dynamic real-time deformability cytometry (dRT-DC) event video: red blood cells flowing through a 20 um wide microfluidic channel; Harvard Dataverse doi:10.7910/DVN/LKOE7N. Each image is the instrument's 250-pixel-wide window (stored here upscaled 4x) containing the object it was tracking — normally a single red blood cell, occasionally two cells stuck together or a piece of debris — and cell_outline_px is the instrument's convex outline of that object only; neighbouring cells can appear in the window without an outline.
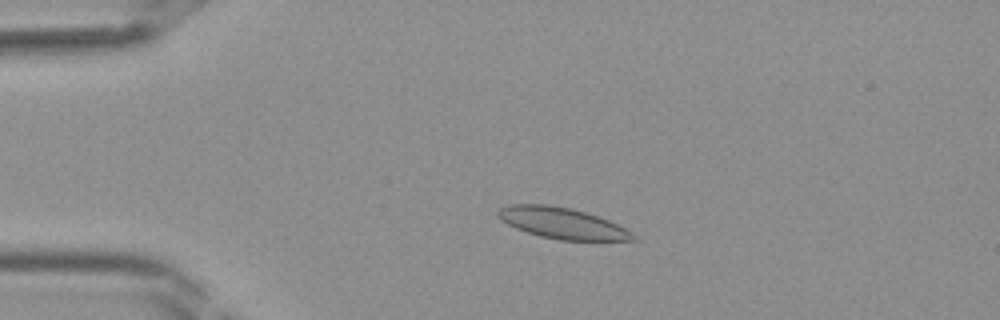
{"species": "Egyptian fruit bat (a non-hibernating species)", "species_latin": "Rousettus aegyptiacus", "temperature_condition": "room temperature", "stored_images_in_passage": 37, "camera_frame_rate_fps": 3000, "um_per_image_px": 0.085, "frame": {"image": 1, "passage_image": 5, "time_ms": 1.333, "image_size_px": [1000, 320], "cell_outline_px": [[640, 240], [560, 240], [540, 236], [516, 228], [500, 220], [496, 216], [496, 212], [500, 208], [508, 204], [548, 204], [572, 208], [608, 220], [632, 232]], "centroid_in_image_um": [47.75, 18.96], "position_along_channel_um": 37.3, "area_um2": 24.39}}
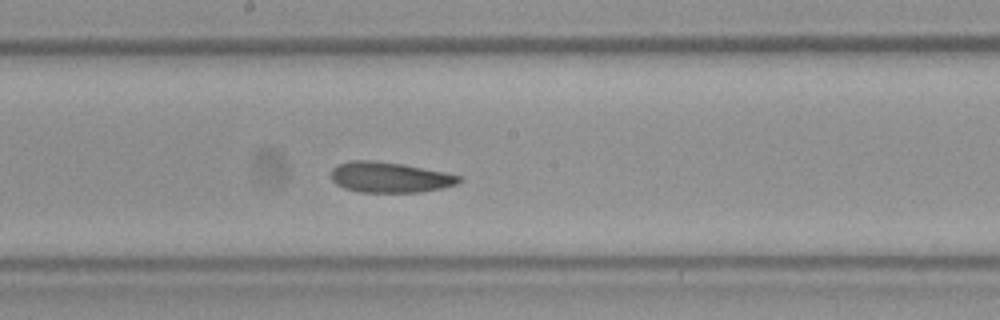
{"frame": {"image": 2, "passage_image": 18, "time_ms": 5.667, "image_size_px": [1000, 320], "cell_outline_px": [[464, 180], [456, 184], [440, 188], [420, 192], [360, 192], [344, 188], [336, 184], [332, 180], [332, 168], [340, 164], [352, 160], [376, 160], [404, 164], [444, 172], [460, 176]], "centroid_in_image_um": [33.13, 15.06], "position_along_channel_um": 215.1, "area_um2": 22.72}}
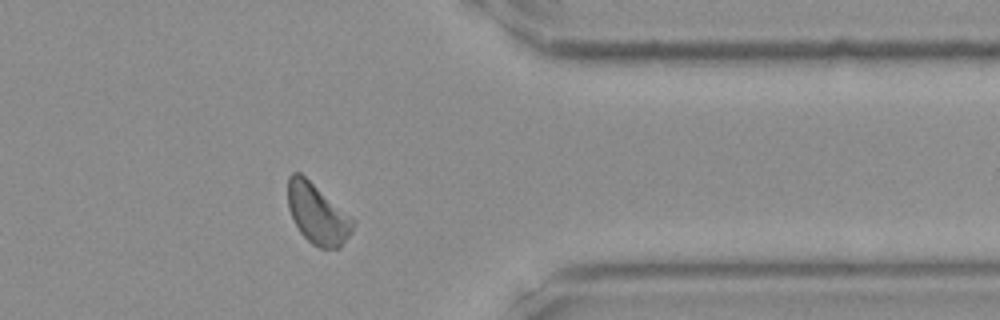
{"frame": {"image": 3, "passage_image": 29, "time_ms": 9.333, "image_size_px": [1000, 320], "cell_outline_px": [[356, 224], [352, 232], [340, 248], [320, 248], [312, 244], [300, 232], [288, 208], [288, 176], [292, 172], [300, 172], [352, 216], [356, 220]], "centroid_in_image_um": [27.01, 18.17], "position_along_channel_um": 384.4, "area_um2": 23.0}}